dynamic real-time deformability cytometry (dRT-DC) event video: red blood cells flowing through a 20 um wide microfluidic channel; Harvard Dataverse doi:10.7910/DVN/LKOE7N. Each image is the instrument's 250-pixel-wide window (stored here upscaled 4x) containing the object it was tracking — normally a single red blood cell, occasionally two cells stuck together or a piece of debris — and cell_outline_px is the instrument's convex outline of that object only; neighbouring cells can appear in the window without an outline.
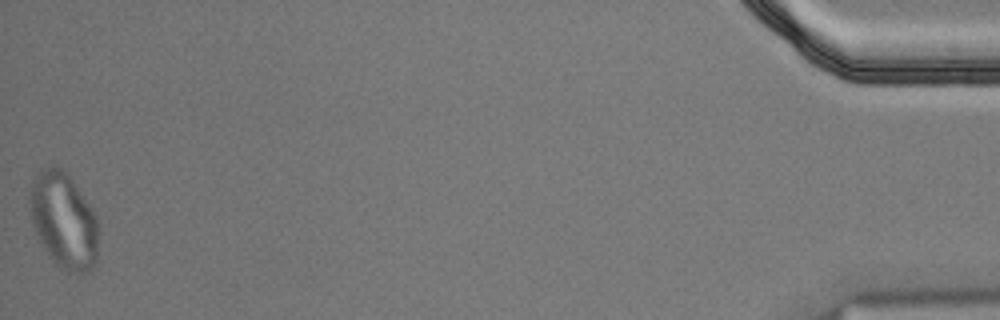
{"species": "Egyptian fruit bat (a non-hibernating species)", "species_latin": "Rousettus aegyptiacus", "temperature_condition": "cold", "stored_images_in_passage": 57, "segment_of_instrument_passage": [2, 2], "camera_frame_rate_fps": 3000, "um_per_image_px": 0.085, "animal": {"sex": "male"}, "frame": {"image": 1, "passage_image": 57, "time_ms": 18.667, "image_size_px": [1000, 320], "cell_outline_px": [[96, 264], [88, 272], [68, 272], [56, 264], [40, 244], [32, 224], [32, 176], [40, 168], [52, 164], [56, 164], [68, 176], [92, 208], [96, 216]], "centroid_in_image_um": [5.39, 18.73], "position_along_channel_um": 429.8, "area_um2": 37.69}}